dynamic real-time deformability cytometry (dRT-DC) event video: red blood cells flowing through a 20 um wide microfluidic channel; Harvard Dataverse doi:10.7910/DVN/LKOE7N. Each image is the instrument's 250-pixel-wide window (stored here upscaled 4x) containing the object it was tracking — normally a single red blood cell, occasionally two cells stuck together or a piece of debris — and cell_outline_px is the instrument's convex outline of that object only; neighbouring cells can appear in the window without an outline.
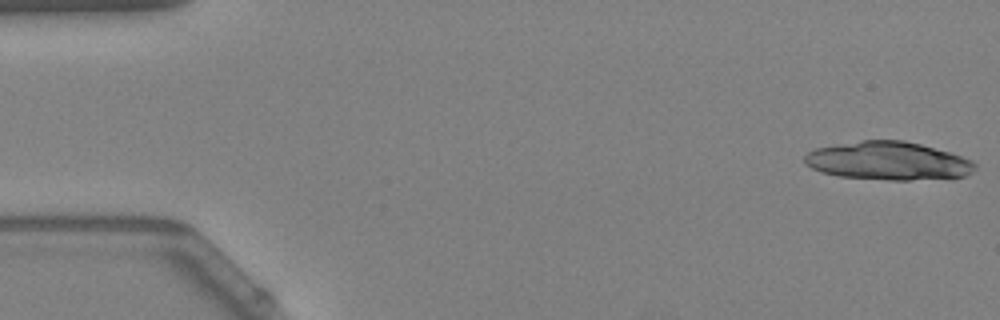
{"species": "Egyptian fruit bat (a non-hibernating species)", "species_latin": "Rousettus aegyptiacus", "temperature_condition": "warm", "stored_images_in_passage": 40, "camera_frame_rate_fps": 3000, "um_per_image_px": 0.085, "animal": {"sex": "female"}, "frame": {"image": 1, "passage_image": 1, "time_ms": 0.0, "image_size_px": [1000, 320], "cell_outline_px": [[976, 168], [972, 172], [964, 176], [952, 180], [888, 180], [840, 176], [820, 172], [804, 164], [804, 156], [808, 152], [816, 148], [860, 140], [904, 140], [920, 144], [948, 152], [972, 160], [976, 164]], "centroid_in_image_um": [75.53, 13.7], "position_along_channel_um": 9.5, "area_um2": 38.44}}